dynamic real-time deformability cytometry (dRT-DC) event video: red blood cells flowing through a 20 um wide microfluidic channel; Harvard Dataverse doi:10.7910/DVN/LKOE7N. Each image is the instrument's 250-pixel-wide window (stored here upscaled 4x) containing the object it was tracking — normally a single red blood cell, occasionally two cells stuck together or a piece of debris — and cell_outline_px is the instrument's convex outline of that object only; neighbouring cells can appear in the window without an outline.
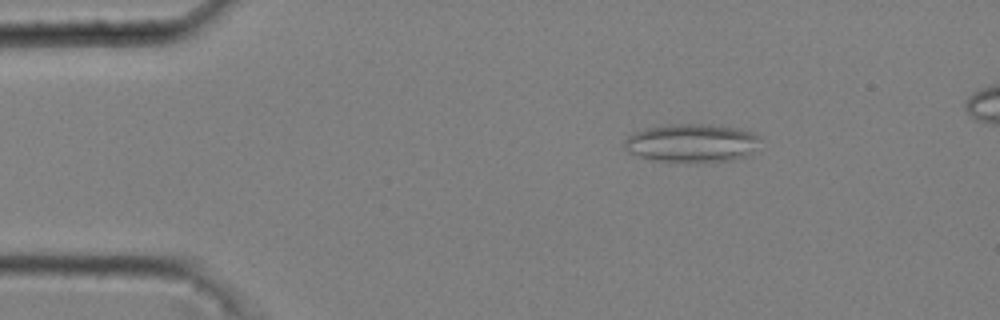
{"species": "common noctule bat (a hibernating species)", "species_latin": "Nyctalus noctula", "temperature_condition": "cold", "stored_images_in_passage": 42, "camera_frame_rate_fps": 3000, "um_per_image_px": 0.085, "animal": {"sex": "male", "body_mass_g": 20.4}, "frame": {"image": 1, "passage_image": 1, "time_ms": 0.0, "image_size_px": [1000, 320], "cell_outline_px": [[760, 136], [752, 152], [748, 156], [728, 160], [688, 164], [652, 160], [628, 152], [624, 148], [624, 140], [628, 136], [644, 128], [672, 124], [708, 124], [740, 128], [756, 132]], "centroid_in_image_um": [58.79, 12.17], "position_along_channel_um": 26.2, "area_um2": 30.92}}
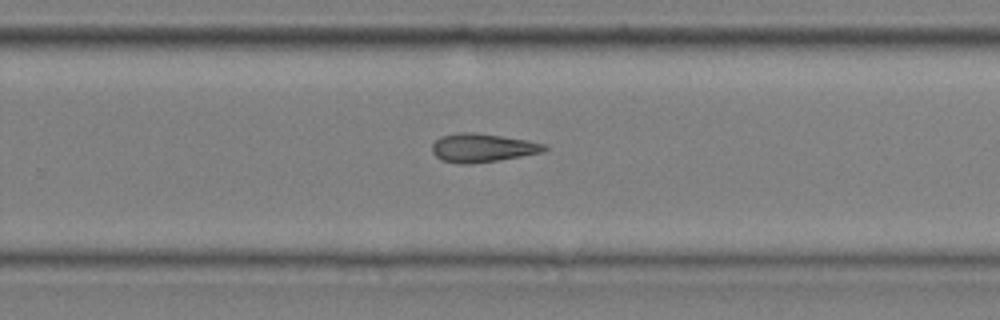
{"frame": {"image": 2, "passage_image": 27, "time_ms": 8.667, "image_size_px": [1000, 320], "cell_outline_px": [[548, 148], [544, 152], [500, 160], [468, 164], [460, 164], [440, 160], [432, 152], [432, 144], [440, 136], [456, 132], [476, 132], [528, 140], [548, 144]], "centroid_in_image_um": [41.02, 12.56], "position_along_channel_um": 288.8, "area_um2": 19.02}}
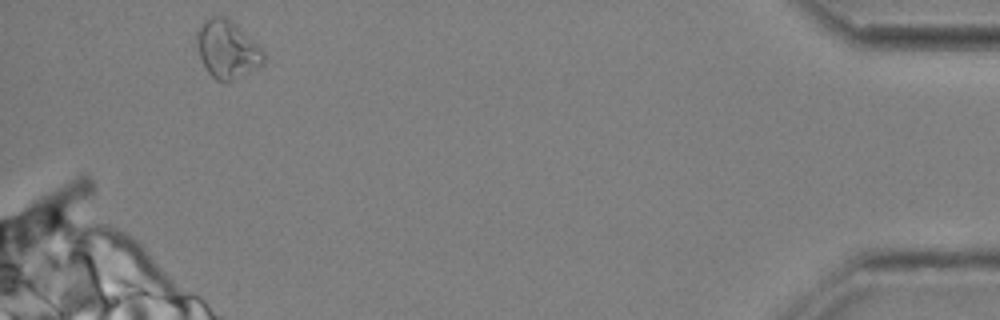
{"frame": {"image": 3, "passage_image": 42, "time_ms": 13.667, "image_size_px": [1000, 320], "cell_outline_px": [[264, 64], [232, 80], [216, 80], [208, 72], [200, 56], [196, 44], [196, 32], [204, 20], [212, 16], [224, 16], [232, 20], [264, 52]], "centroid_in_image_um": [19.29, 4.16], "position_along_channel_um": 415.9, "area_um2": 22.14}}